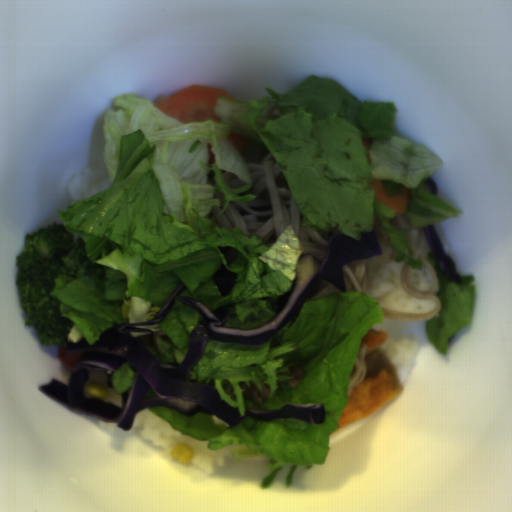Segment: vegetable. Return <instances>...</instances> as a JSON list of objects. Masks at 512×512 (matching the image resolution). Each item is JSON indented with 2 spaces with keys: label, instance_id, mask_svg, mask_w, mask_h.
Returning a JSON list of instances; mask_svg holds the SVG:
<instances>
[{
  "label": "vegetable",
  "instance_id": "add77e79",
  "mask_svg": "<svg viewBox=\"0 0 512 512\" xmlns=\"http://www.w3.org/2000/svg\"><path fill=\"white\" fill-rule=\"evenodd\" d=\"M257 100L217 97L220 122L183 124L138 93L113 97L104 113V162L109 188L57 210L73 239L83 238L94 271L72 278L55 275L49 295L73 326L59 348L85 339L94 345L120 323L150 321L178 287L211 312L228 307L226 327L256 329L276 316V301L294 286L306 255L293 225L271 247L218 223L231 202L244 206L252 178L231 133L264 144L284 175L300 210L301 227L362 239L376 213L395 262L423 271L406 241L409 229L395 227V209L379 204L371 184L387 195L405 194L403 216L424 228L459 217L464 210L430 193L426 180L442 159L393 129L394 101H361L335 79L310 75L282 95L265 86ZM363 137H371L368 164ZM207 143L215 163L208 164ZM226 170L246 185L230 187ZM238 273L221 295L212 277L220 264Z\"/></svg>",
  "mask_w": 512,
  "mask_h": 512
},
{
  "label": "vegetable",
  "instance_id": "ea0f7189",
  "mask_svg": "<svg viewBox=\"0 0 512 512\" xmlns=\"http://www.w3.org/2000/svg\"><path fill=\"white\" fill-rule=\"evenodd\" d=\"M384 320L377 300L359 290L318 300H304L295 317L260 345L207 341L188 374L191 383L212 386L222 401L238 408L275 410L287 404L322 403L323 423L301 419L275 418L258 421L248 416L230 427L215 416L198 411L185 417L171 407H147L155 416L182 435L207 441L215 451L239 446L230 451L238 458H267L269 473L260 484L270 487L284 465H292L286 477L291 487L299 466L311 469L325 464L331 435L339 430V419L348 401V387L354 359L371 328ZM297 365L304 376L293 388L290 366ZM259 381L270 386V397L257 406L243 397L241 384ZM233 386L236 401L225 390ZM262 389V388H261Z\"/></svg>",
  "mask_w": 512,
  "mask_h": 512
},
{
  "label": "vegetable",
  "instance_id": "f7b5029e",
  "mask_svg": "<svg viewBox=\"0 0 512 512\" xmlns=\"http://www.w3.org/2000/svg\"><path fill=\"white\" fill-rule=\"evenodd\" d=\"M428 260L437 273L439 284L437 296L441 308L439 313L425 321L424 335L432 346L446 356L450 338L471 323L476 296V278L474 275H458L462 283L455 282L441 271L432 250L428 253Z\"/></svg>",
  "mask_w": 512,
  "mask_h": 512
},
{
  "label": "vegetable",
  "instance_id": "96ceb2fe",
  "mask_svg": "<svg viewBox=\"0 0 512 512\" xmlns=\"http://www.w3.org/2000/svg\"><path fill=\"white\" fill-rule=\"evenodd\" d=\"M202 321L200 313L176 298L162 321L137 326L152 330V333L133 331L129 334L161 364L181 365L188 354L191 333Z\"/></svg>",
  "mask_w": 512,
  "mask_h": 512
},
{
  "label": "vegetable",
  "instance_id": "f1789d4c",
  "mask_svg": "<svg viewBox=\"0 0 512 512\" xmlns=\"http://www.w3.org/2000/svg\"><path fill=\"white\" fill-rule=\"evenodd\" d=\"M110 379L114 393L124 395L132 387L134 372L127 362L120 365L118 369L110 374Z\"/></svg>",
  "mask_w": 512,
  "mask_h": 512
},
{
  "label": "vegetable",
  "instance_id": "8f37a823",
  "mask_svg": "<svg viewBox=\"0 0 512 512\" xmlns=\"http://www.w3.org/2000/svg\"><path fill=\"white\" fill-rule=\"evenodd\" d=\"M154 396H158L156 394V392L153 390V389H150L149 391H147L146 395L143 397V399H146V398H150V397H154ZM142 399V400H143Z\"/></svg>",
  "mask_w": 512,
  "mask_h": 512
}]
</instances>
